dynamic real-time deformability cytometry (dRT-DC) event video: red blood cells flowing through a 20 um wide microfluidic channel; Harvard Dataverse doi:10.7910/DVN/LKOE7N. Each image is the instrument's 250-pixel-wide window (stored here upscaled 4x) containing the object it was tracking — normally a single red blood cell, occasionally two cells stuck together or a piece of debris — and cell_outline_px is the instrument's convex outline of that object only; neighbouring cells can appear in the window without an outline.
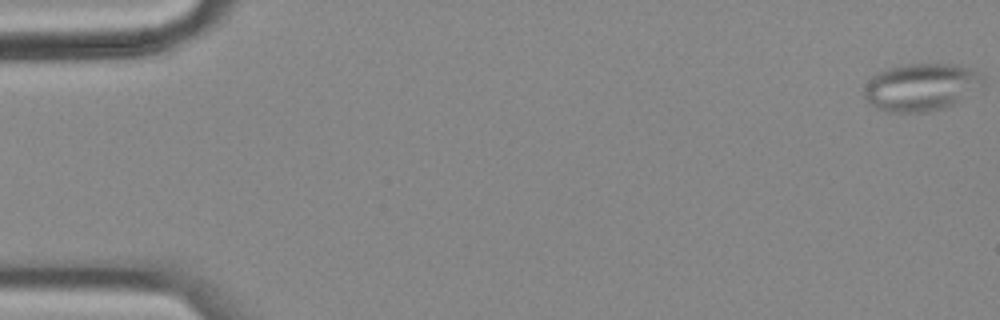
{"species": "common noctule bat (a hibernating species)", "species_latin": "Nyctalus noctula", "temperature_condition": "cold", "stored_images_in_passage": 56, "camera_frame_rate_fps": 3000, "um_per_image_px": 0.085, "animal": {"sex": "female", "body_mass_g": 18.4}, "frame": {"image": 1, "passage_image": 1, "time_ms": 0.0, "image_size_px": [1000, 320], "cell_outline_px": [[984, 88], [944, 108], [928, 112], [888, 112], [876, 108], [864, 96], [864, 88], [868, 80], [872, 76], [888, 68], [908, 64], [956, 64], [968, 68], [984, 76]], "centroid_in_image_um": [78.34, 7.41], "position_along_channel_um": 6.7, "area_um2": 33.0}, "authors_computed_cell_mechanics": {"area_um2": 27.3683, "velocity_mm_per_s": 3.5848, "shape_relaxation_time_tau1_ms": null, "shape_relaxation_time_tau2_ms": 1.9998, "deformation_change_tau1": null, "deformation_change_tau2": 0.0824}}